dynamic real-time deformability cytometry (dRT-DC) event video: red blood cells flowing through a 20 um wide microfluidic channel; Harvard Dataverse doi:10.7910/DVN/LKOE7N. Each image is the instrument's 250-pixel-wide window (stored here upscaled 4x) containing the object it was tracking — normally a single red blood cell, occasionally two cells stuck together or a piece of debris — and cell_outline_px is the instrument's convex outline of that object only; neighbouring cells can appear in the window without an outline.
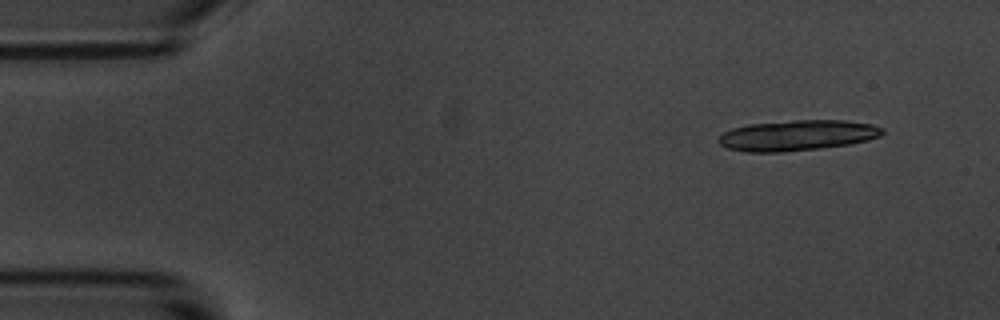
{"species": "common noctule bat (a hibernating species)", "species_latin": "Nyctalus noctula", "temperature_condition": "room temperature", "stored_images_in_passage": 4, "camera_frame_rate_fps": 3000, "um_per_image_px": 0.085, "animal": {"sex": "male", "body_mass_g": 20.1, "forearm_length_mm": 53.5}, "frame": {"image": 1, "passage_image": 1, "time_ms": 0.0, "image_size_px": [1000, 320], "cell_outline_px": [[884, 132], [880, 136], [868, 140], [848, 144], [820, 148], [784, 152], [744, 152], [728, 148], [720, 144], [716, 140], [724, 132], [732, 128], [748, 124], [792, 120], [844, 120], [872, 124], [884, 128]], "centroid_in_image_um": [67.76, 11.5], "position_along_channel_um": 17.2, "area_um2": 29.3}}